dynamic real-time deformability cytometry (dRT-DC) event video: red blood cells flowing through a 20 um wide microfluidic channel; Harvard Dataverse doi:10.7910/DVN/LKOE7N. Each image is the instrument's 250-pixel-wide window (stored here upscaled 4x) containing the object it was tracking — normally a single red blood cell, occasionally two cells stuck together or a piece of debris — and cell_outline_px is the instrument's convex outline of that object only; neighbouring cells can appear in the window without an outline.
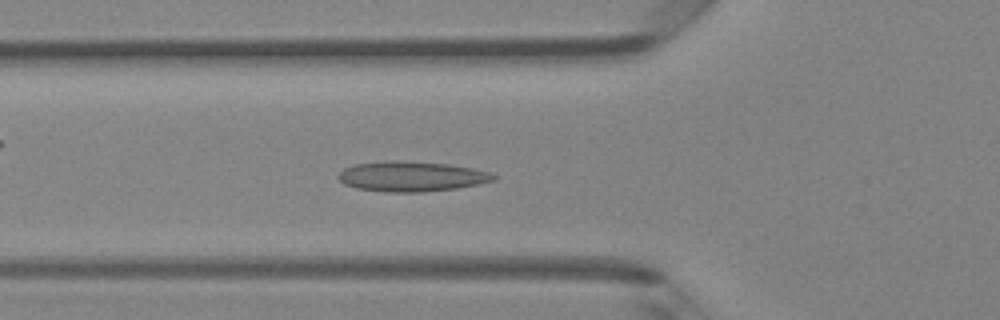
{"species": "Egyptian fruit bat (a non-hibernating species)", "species_latin": "Rousettus aegyptiacus", "temperature_condition": "room temperature", "stored_images_in_passage": 47, "camera_frame_rate_fps": 3000, "um_per_image_px": 0.085, "animal": {"sex": "female"}, "frame": {"image": 1, "passage_image": 16, "time_ms": 5.0, "image_size_px": [1000, 320], "cell_outline_px": [[496, 180], [480, 184], [456, 188], [420, 192], [388, 192], [356, 188], [344, 184], [336, 176], [344, 168], [352, 164], [392, 160], [396, 160], [448, 164], [472, 168], [492, 172], [496, 176]], "centroid_in_image_um": [34.98, 14.99], "position_along_channel_um": 90.8, "area_um2": 27.34}}
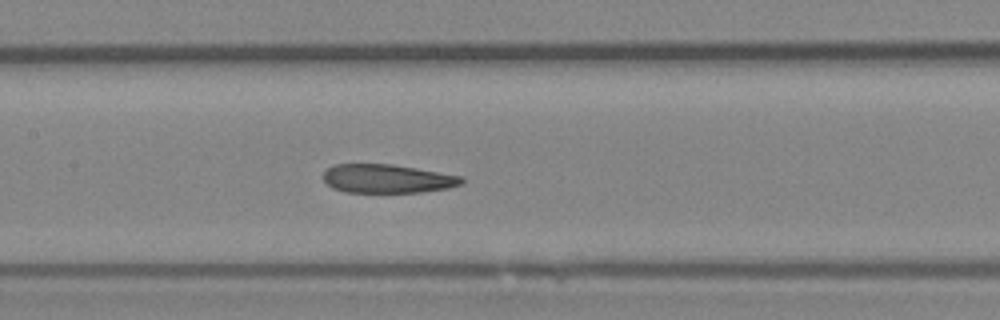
{"frame": {"image": 2, "passage_image": 22, "time_ms": 7.0, "image_size_px": [1000, 320], "cell_outline_px": [[464, 184], [448, 188], [420, 192], [344, 192], [332, 188], [324, 180], [324, 172], [332, 164], [392, 164], [464, 176]], "centroid_in_image_um": [32.95, 15.18], "position_along_channel_um": 174.5, "area_um2": 23.24}}
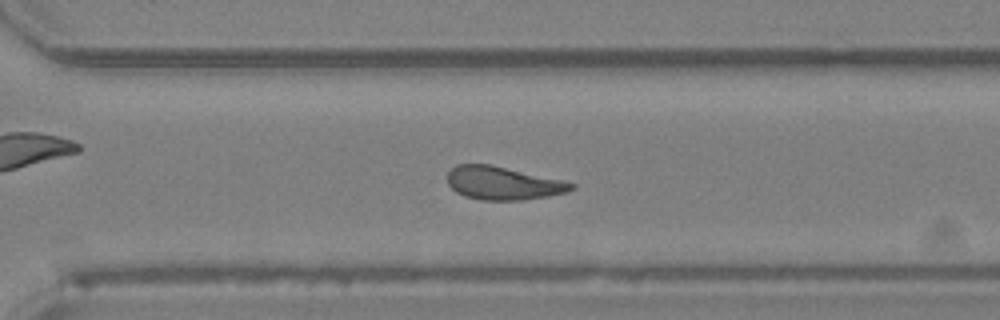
{"frame": {"image": 3, "passage_image": 33, "time_ms": 10.667, "image_size_px": [1000, 320], "cell_outline_px": [[576, 188], [568, 192], [548, 196], [520, 200], [480, 200], [464, 196], [456, 192], [448, 184], [448, 172], [456, 164], [492, 164], [560, 180], [576, 184]], "centroid_in_image_um": [42.74, 15.57], "position_along_channel_um": 327.9, "area_um2": 23.93}, "authors_computed_cell_mechanics": {"area_um2": 24.7962, "velocity_mm_per_s": 4.1834, "shape_relaxation_time_tau1_ms": null, "shape_relaxation_time_tau2_ms": 3.7437, "deformation_change_tau1": null, "deformation_change_tau2": 0.1016}}